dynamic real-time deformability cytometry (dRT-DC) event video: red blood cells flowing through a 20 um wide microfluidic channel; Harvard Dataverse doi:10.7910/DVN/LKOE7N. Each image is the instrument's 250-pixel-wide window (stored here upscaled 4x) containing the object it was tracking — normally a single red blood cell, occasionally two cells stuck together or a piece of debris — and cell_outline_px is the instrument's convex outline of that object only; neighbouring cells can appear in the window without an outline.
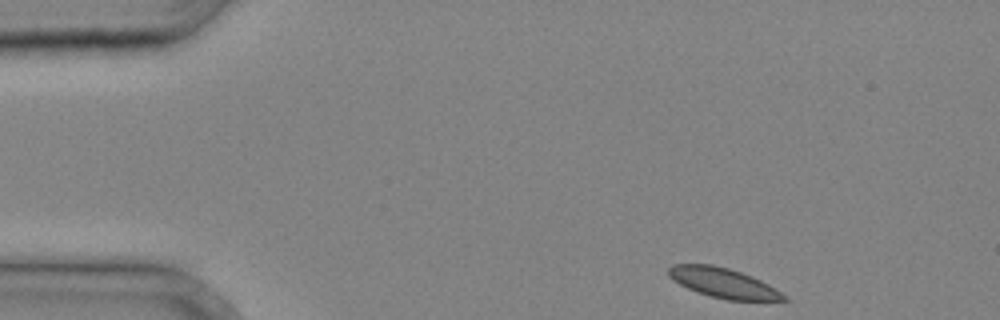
{"species": "common noctule bat (a hibernating species)", "species_latin": "Nyctalus noctula", "temperature_condition": "cold", "stored_images_in_passage": 33, "camera_frame_rate_fps": 3000, "um_per_image_px": 0.085, "animal": {"sex": "male", "body_mass_g": 20.4}, "frame": {"image": 1, "passage_image": 1, "time_ms": 0.0, "image_size_px": [1000, 320], "cell_outline_px": [[788, 300], [728, 300], [696, 292], [672, 280], [668, 276], [668, 268], [672, 264], [712, 264], [728, 268], [752, 276], [768, 284], [780, 292]], "centroid_in_image_um": [61.42, 24.03], "position_along_channel_um": 23.6, "area_um2": 19.77}}
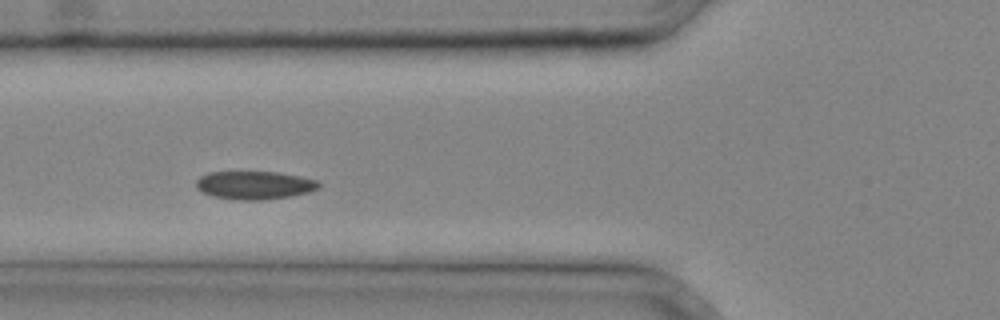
{"frame": {"image": 2, "passage_image": 10, "time_ms": 3.0, "image_size_px": [1000, 320], "cell_outline_px": [[320, 188], [308, 192], [292, 196], [260, 200], [236, 200], [212, 196], [196, 188], [196, 180], [200, 176], [208, 172], [276, 172], [300, 176], [316, 180], [320, 184]], "centroid_in_image_um": [21.62, 15.74], "position_along_channel_um": 104.2, "area_um2": 20.17}}
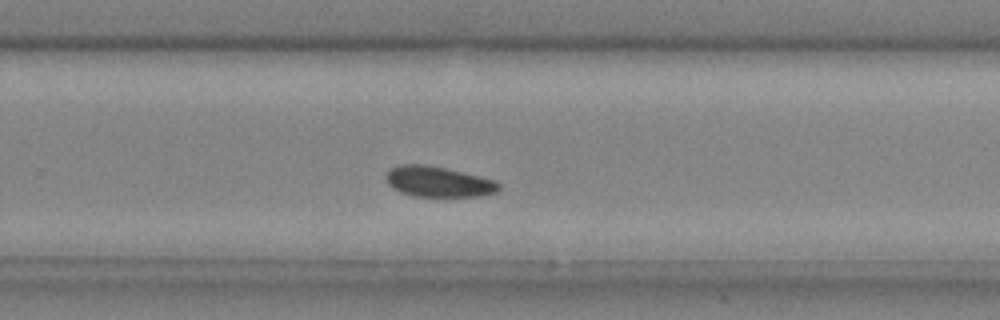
{"frame": {"image": 3, "passage_image": 21, "time_ms": 6.667, "image_size_px": [1000, 320], "cell_outline_px": [[500, 188], [496, 192], [480, 196], [416, 196], [400, 192], [392, 188], [388, 184], [388, 172], [392, 168], [400, 164], [424, 164], [444, 168], [496, 180], [500, 184]], "centroid_in_image_um": [37.28, 15.45], "position_along_channel_um": 292.5, "area_um2": 19.77}}